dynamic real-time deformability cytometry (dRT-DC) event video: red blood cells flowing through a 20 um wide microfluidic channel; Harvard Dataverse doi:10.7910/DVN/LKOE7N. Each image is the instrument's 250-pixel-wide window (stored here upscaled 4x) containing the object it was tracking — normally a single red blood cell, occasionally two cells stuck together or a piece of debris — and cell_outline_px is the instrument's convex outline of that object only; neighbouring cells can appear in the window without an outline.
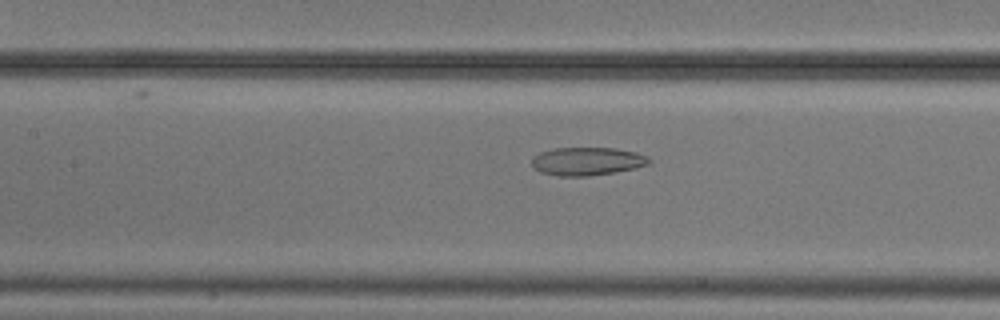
{"species": "common noctule bat (a hibernating species)", "species_latin": "Nyctalus noctula", "temperature_condition": "cold", "stored_images_in_passage": 35, "camera_frame_rate_fps": 3000, "um_per_image_px": 0.085, "animal": {"sex": "male", "body_mass_g": 20.5, "forearm_length_mm": 52.5}, "frame": {"image": 1, "passage_image": 11, "time_ms": 3.333, "image_size_px": [1000, 320], "cell_outline_px": [[652, 160], [648, 164], [632, 168], [612, 172], [588, 176], [556, 176], [540, 172], [532, 168], [532, 156], [540, 152], [556, 148], [616, 148], [636, 152], [648, 156]], "centroid_in_image_um": [49.86, 13.7], "position_along_channel_um": 157.5, "area_um2": 19.25}}
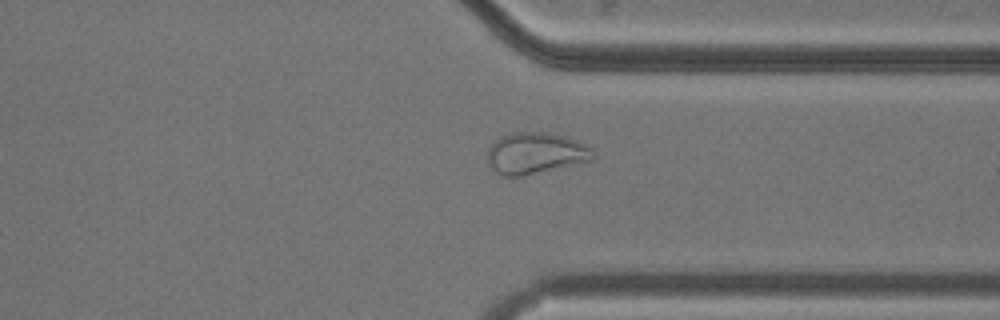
{"frame": {"image": 2, "passage_image": 28, "time_ms": 9.0, "image_size_px": [1000, 320], "cell_outline_px": [[596, 156], [592, 160], [524, 176], [504, 176], [496, 172], [488, 164], [488, 148], [496, 140], [512, 132], [544, 132], [564, 136], [580, 140], [592, 148]], "centroid_in_image_um": [45.56, 13.02], "position_along_channel_um": 365.8, "area_um2": 25.55}}
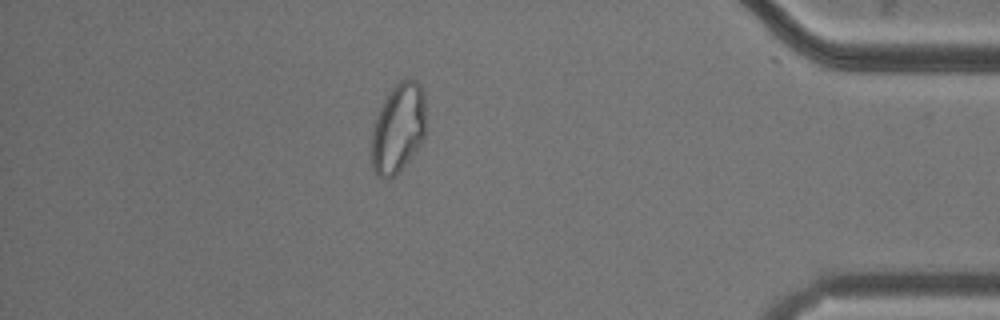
{"frame": {"image": 3, "passage_image": 34, "time_ms": 11.0, "image_size_px": [1000, 320], "cell_outline_px": [[424, 136], [416, 152], [400, 172], [388, 180], [384, 180], [376, 176], [372, 168], [372, 132], [380, 108], [388, 92], [400, 80], [416, 80], [420, 84], [424, 92]], "centroid_in_image_um": [33.84, 10.96], "position_along_channel_um": 401.4, "area_um2": 28.44}, "authors_computed_cell_mechanics": {"area_um2": 20.6346, "velocity_mm_per_s": 3.6864, "shape_relaxation_time_tau1_ms": null, "shape_relaxation_time_tau2_ms": 2.7337, "deformation_change_tau1": null, "deformation_change_tau2": 0.0849}}